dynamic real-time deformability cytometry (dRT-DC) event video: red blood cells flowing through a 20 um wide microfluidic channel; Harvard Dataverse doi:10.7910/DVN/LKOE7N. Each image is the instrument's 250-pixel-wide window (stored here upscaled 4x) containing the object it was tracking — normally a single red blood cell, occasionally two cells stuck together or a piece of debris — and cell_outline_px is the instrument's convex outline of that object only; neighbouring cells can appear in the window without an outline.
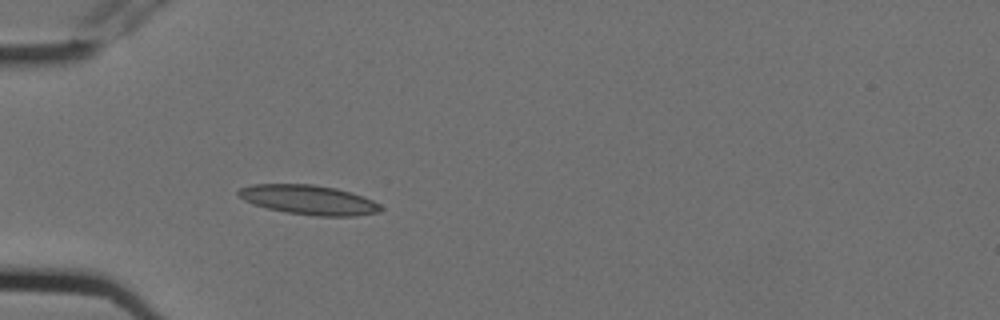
{"species": "Egyptian fruit bat (a non-hibernating species)", "species_latin": "Rousettus aegyptiacus", "temperature_condition": "cold", "stored_images_in_passage": 4, "camera_frame_rate_fps": 3000, "um_per_image_px": 0.085, "animal": {"sex": "female"}, "frame": {"image": 1, "passage_image": 4, "time_ms": 1.0, "image_size_px": [1000, 320], "cell_outline_px": [[384, 208], [380, 212], [356, 216], [316, 216], [288, 212], [268, 208], [252, 204], [244, 200], [236, 192], [240, 188], [252, 184], [312, 184], [336, 188], [372, 200], [380, 204]], "centroid_in_image_um": [26.24, 16.99], "position_along_channel_um": 58.8, "area_um2": 24.33}}